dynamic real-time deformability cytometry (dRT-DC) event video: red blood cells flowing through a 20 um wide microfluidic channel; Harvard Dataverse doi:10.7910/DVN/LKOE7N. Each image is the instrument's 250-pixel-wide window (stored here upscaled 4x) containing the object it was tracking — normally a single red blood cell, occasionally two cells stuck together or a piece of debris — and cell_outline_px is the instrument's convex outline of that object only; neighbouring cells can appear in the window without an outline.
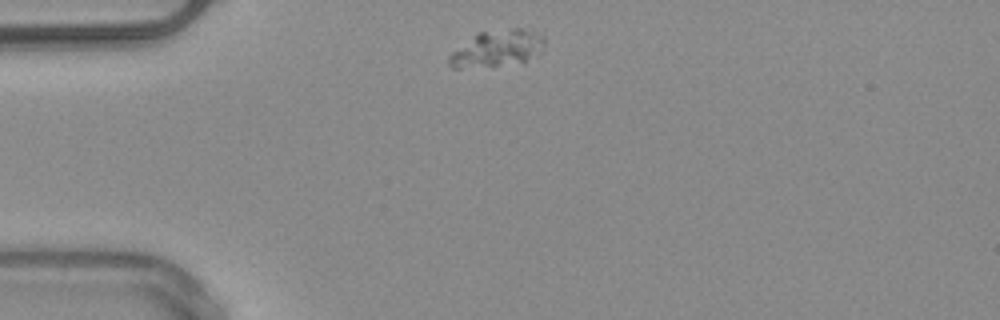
{"species": "common noctule bat (a hibernating species)", "species_latin": "Nyctalus noctula", "temperature_condition": "warm", "stored_images_in_passage": 41, "camera_frame_rate_fps": 3000, "um_per_image_px": 0.085, "animal": {"sex": "male", "body_mass_g": 20.4}, "frame": {"image": 1, "passage_image": 1, "time_ms": 0.0, "image_size_px": [1000, 320], "cell_outline_px": [[544, 52], [540, 56], [524, 64], [460, 68], [452, 68], [448, 64], [448, 56], [452, 52], [476, 32], [516, 28], [520, 28], [540, 32], [544, 36]], "centroid_in_image_um": [42.35, 4.14], "position_along_channel_um": 42.6, "area_um2": 21.21}}
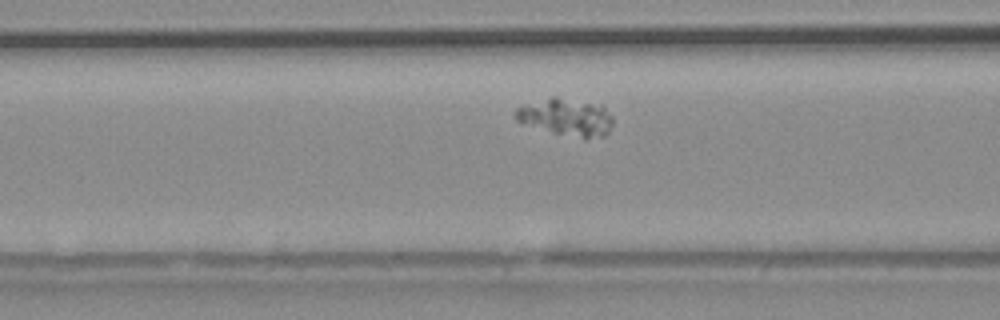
{"frame": {"image": 2, "passage_image": 9, "time_ms": 2.667, "image_size_px": [1000, 320], "cell_outline_px": [[612, 124], [608, 132], [604, 136], [584, 140], [552, 132], [516, 120], [512, 112], [516, 108], [552, 96], [556, 96], [604, 104], [612, 116]], "centroid_in_image_um": [48.2, 9.95], "position_along_channel_um": 118.4, "area_um2": 21.56}}
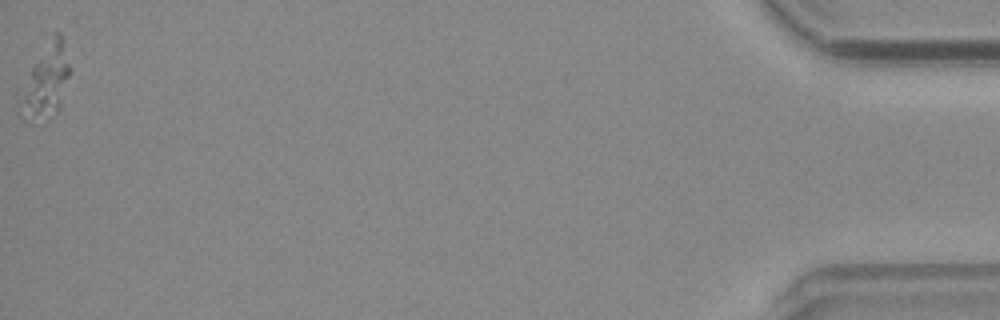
{"frame": {"image": 3, "passage_image": 41, "time_ms": 13.333, "image_size_px": [1000, 320], "cell_outline_px": [[68, 76], [56, 112], [48, 120], [16, 112], [20, 100], [32, 68], [52, 36], [56, 32], [60, 32], [64, 40], [68, 64]], "centroid_in_image_um": [3.92, 6.89], "position_along_channel_um": 431.3, "area_um2": 19.36}}